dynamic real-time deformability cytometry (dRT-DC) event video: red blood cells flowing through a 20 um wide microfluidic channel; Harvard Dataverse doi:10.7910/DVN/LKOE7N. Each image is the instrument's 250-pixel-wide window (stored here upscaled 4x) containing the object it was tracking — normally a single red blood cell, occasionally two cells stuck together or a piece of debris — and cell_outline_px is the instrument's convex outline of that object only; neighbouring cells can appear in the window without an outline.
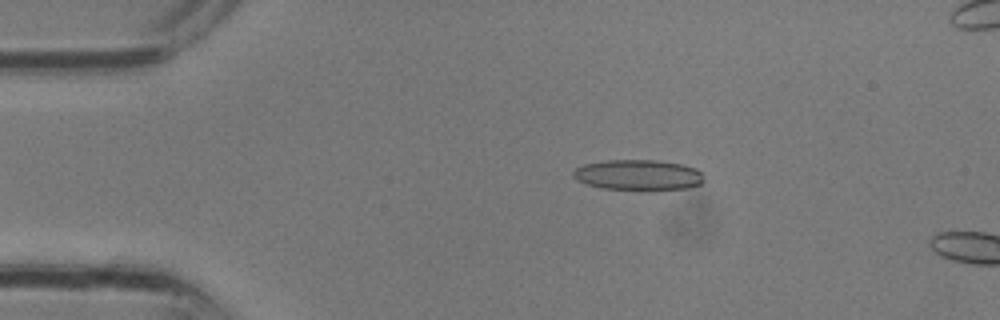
{"species": "common noctule bat (a hibernating species)", "species_latin": "Nyctalus noctula", "temperature_condition": "room temperature", "stored_images_in_passage": 7, "camera_frame_rate_fps": 3000, "um_per_image_px": 0.085, "animal": {"sex": "male", "body_mass_g": 13.3}, "frame": {"image": 1, "passage_image": 5, "time_ms": 1.333, "image_size_px": [1000, 320], "cell_outline_px": [[704, 180], [700, 184], [688, 188], [640, 192], [600, 188], [576, 180], [572, 176], [572, 172], [576, 168], [584, 164], [604, 160], [656, 160], [684, 164], [696, 168], [704, 176]], "centroid_in_image_um": [54.26, 14.9], "position_along_channel_um": 30.7, "area_um2": 24.1}}